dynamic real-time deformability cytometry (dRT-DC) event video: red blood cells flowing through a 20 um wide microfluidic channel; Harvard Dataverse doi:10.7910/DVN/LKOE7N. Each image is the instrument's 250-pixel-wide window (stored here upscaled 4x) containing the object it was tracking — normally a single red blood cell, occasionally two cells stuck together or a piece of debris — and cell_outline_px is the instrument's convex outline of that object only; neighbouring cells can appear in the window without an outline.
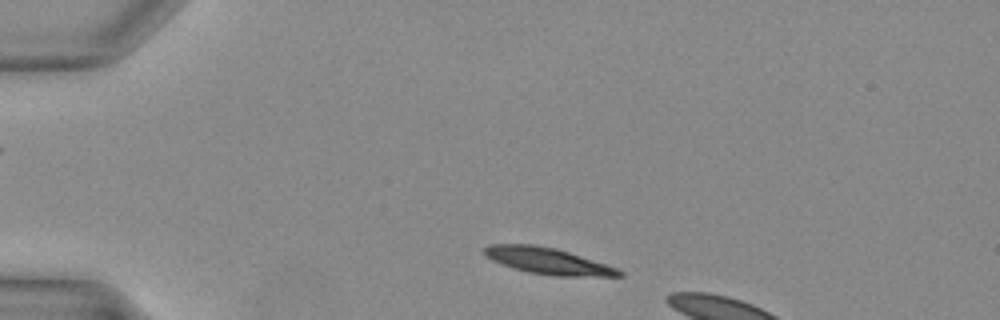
{"species": "Egyptian fruit bat (a non-hibernating species)", "species_latin": "Rousettus aegyptiacus", "temperature_condition": "warm", "stored_images_in_passage": 6, "camera_frame_rate_fps": 3000, "um_per_image_px": 0.085, "animal": {"sex": "female"}, "frame": {"image": 1, "passage_image": 3, "time_ms": 0.667, "image_size_px": [1000, 320], "cell_outline_px": [[624, 276], [556, 276], [528, 272], [512, 268], [492, 260], [484, 256], [484, 248], [488, 244], [532, 244], [556, 248], [616, 268], [624, 272]], "centroid_in_image_um": [46.51, 22.18], "position_along_channel_um": 38.5, "area_um2": 20.52}}